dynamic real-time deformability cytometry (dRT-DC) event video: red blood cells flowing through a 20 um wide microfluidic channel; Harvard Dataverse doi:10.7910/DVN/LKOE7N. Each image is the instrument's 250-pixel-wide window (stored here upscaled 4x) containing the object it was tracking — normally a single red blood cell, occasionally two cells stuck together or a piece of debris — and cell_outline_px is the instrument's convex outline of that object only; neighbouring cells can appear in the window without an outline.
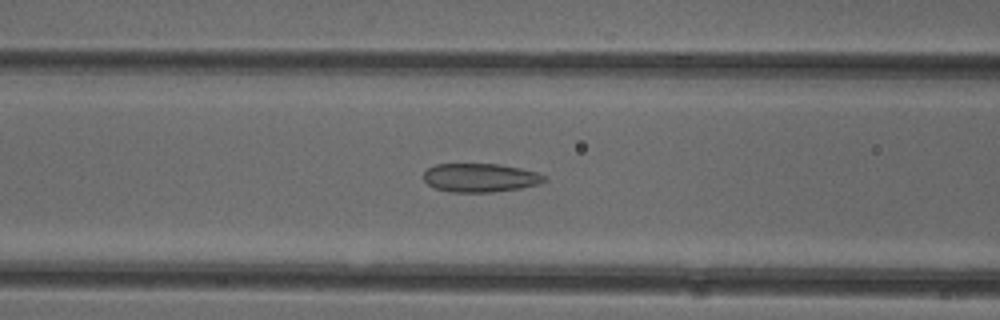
{"species": "common noctule bat (a hibernating species)", "species_latin": "Nyctalus noctula", "temperature_condition": "cold", "stored_images_in_passage": 49, "camera_frame_rate_fps": 3000, "um_per_image_px": 0.085, "animal": {"sex": "female"}, "frame": {"image": 1, "passage_image": 18, "time_ms": 5.667, "image_size_px": [1000, 320], "cell_outline_px": [[548, 180], [540, 184], [520, 188], [492, 192], [448, 192], [436, 188], [428, 184], [424, 180], [424, 172], [428, 168], [436, 164], [500, 164], [520, 168], [536, 172], [544, 176]], "centroid_in_image_um": [40.83, 15.11], "position_along_channel_um": 125.8, "area_um2": 20.17}}
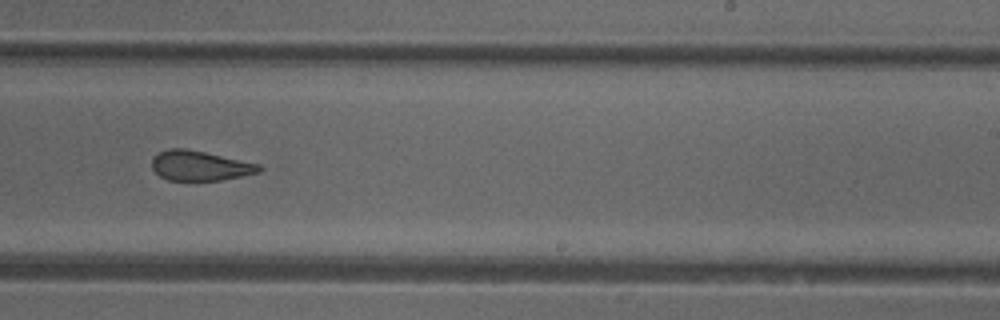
{"frame": {"image": 2, "passage_image": 29, "time_ms": 9.333, "image_size_px": [1000, 320], "cell_outline_px": [[264, 168], [260, 172], [220, 180], [168, 180], [160, 176], [152, 168], [152, 156], [168, 148], [184, 148], [204, 152], [260, 164]], "centroid_in_image_um": [16.98, 14.08], "position_along_channel_um": 272.0, "area_um2": 18.55}}
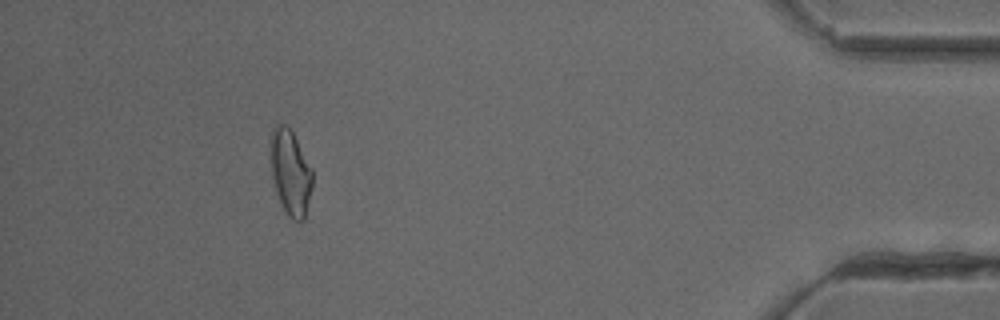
{"frame": {"image": 3, "passage_image": 44, "time_ms": 14.333, "image_size_px": [1000, 320], "cell_outline_px": [[312, 188], [304, 220], [292, 220], [284, 212], [272, 176], [272, 128], [280, 124], [284, 124], [292, 132], [312, 168]], "centroid_in_image_um": [24.72, 14.71], "position_along_channel_um": 410.5, "area_um2": 20.23}, "authors_computed_cell_mechanics": {"area_um2": 20.6346, "velocity_mm_per_s": 3.9932, "shape_relaxation_time_tau1_ms": null, "shape_relaxation_time_tau2_ms": 2.1829, "deformation_change_tau1": null, "deformation_change_tau2": 0.0871}}